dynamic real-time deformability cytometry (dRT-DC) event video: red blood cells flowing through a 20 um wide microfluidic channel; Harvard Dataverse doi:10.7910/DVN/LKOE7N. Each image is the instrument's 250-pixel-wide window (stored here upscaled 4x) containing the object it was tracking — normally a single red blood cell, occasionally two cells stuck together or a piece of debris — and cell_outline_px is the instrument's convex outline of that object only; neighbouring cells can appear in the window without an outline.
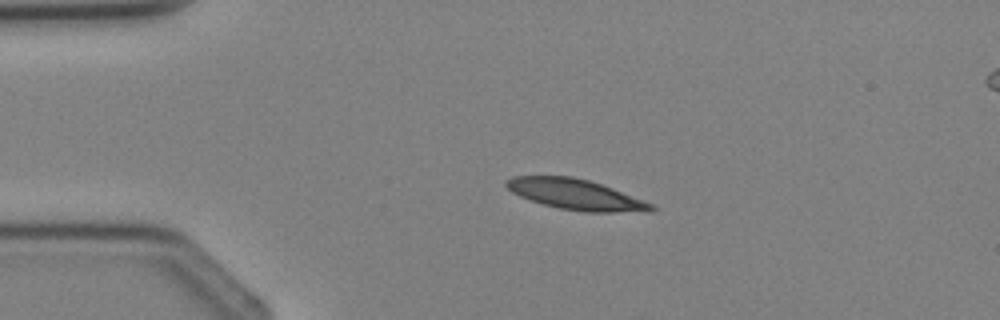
{"species": "Egyptian fruit bat (a non-hibernating species)", "species_latin": "Rousettus aegyptiacus", "temperature_condition": "cold", "stored_images_in_passage": 3, "camera_frame_rate_fps": 3000, "um_per_image_px": 0.085, "animal": {"sex": "female"}, "frame": {"image": 1, "passage_image": 2, "time_ms": 1.0, "image_size_px": [1000, 320], "cell_outline_px": [[656, 208], [652, 212], [584, 212], [560, 208], [544, 204], [520, 196], [512, 192], [504, 184], [504, 180], [512, 176], [572, 176], [588, 180], [612, 188], [652, 204]], "centroid_in_image_um": [48.92, 16.53], "position_along_channel_um": 36.1, "area_um2": 25.55}}